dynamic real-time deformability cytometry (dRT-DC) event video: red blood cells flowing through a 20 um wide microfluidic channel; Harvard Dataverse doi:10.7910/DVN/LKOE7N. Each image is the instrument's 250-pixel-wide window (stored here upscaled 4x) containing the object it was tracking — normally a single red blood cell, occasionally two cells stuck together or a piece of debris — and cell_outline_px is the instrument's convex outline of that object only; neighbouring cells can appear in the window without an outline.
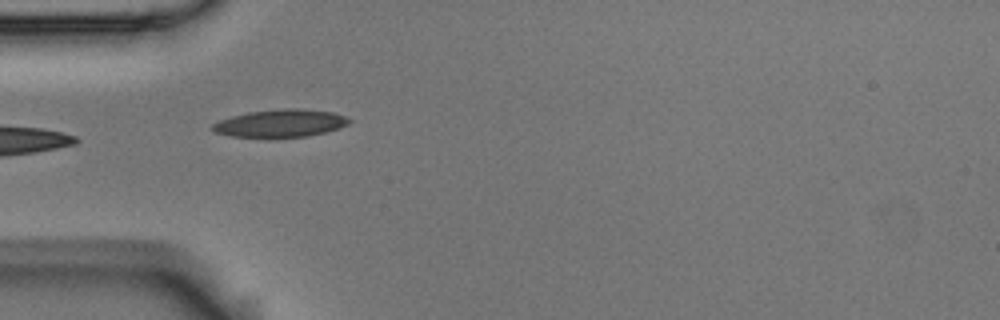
{"species": "Egyptian fruit bat (a non-hibernating species)", "species_latin": "Rousettus aegyptiacus", "temperature_condition": "room temperature", "stored_images_in_passage": 2, "camera_frame_rate_fps": 3000, "um_per_image_px": 0.085, "animal": {"sex": "male"}, "frame": {"image": 1, "passage_image": 1, "time_ms": 0.0, "image_size_px": [1000, 320], "cell_outline_px": [[352, 120], [348, 124], [324, 132], [304, 136], [232, 136], [216, 132], [212, 128], [212, 124], [220, 120], [232, 116], [248, 112], [284, 108], [300, 108], [332, 112], [344, 116]], "centroid_in_image_um": [23.84, 10.45], "position_along_channel_um": 61.2, "area_um2": 21.39}}
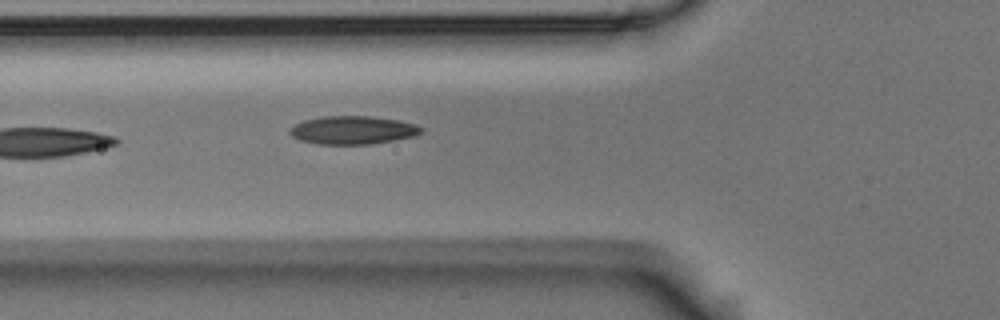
{"frame": {"image": 2, "passage_image": 2, "time_ms": 0.333, "image_size_px": [1000, 320], "cell_outline_px": [[424, 132], [416, 136], [396, 140], [368, 144], [316, 144], [300, 140], [292, 136], [288, 132], [288, 128], [304, 120], [324, 116], [372, 116], [400, 120], [416, 124], [424, 128]], "centroid_in_image_um": [30.03, 11.06], "position_along_channel_um": 95.8, "area_um2": 21.91}}